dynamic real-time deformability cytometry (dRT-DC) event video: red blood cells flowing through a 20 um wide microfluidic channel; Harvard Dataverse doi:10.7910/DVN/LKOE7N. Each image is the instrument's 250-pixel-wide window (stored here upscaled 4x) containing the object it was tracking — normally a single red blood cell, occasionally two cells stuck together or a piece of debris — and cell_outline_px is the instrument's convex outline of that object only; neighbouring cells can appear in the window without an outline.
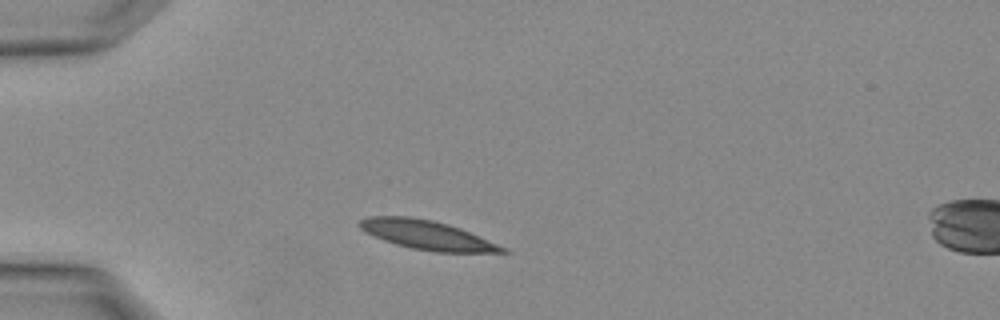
{"species": "Egyptian fruit bat (a non-hibernating species)", "species_latin": "Rousettus aegyptiacus", "temperature_condition": "warm", "stored_images_in_passage": 2, "camera_frame_rate_fps": 3000, "um_per_image_px": 0.085, "animal": {"sex": "female"}, "frame": {"image": 1, "passage_image": 1, "time_ms": 0.0, "image_size_px": [1000, 320], "cell_outline_px": [[508, 252], [436, 252], [412, 248], [396, 244], [384, 240], [360, 228], [360, 220], [368, 216], [408, 216], [432, 220], [448, 224], [460, 228], [496, 244], [504, 248]], "centroid_in_image_um": [36.26, 19.96], "position_along_channel_um": 48.7, "area_um2": 23.52}}